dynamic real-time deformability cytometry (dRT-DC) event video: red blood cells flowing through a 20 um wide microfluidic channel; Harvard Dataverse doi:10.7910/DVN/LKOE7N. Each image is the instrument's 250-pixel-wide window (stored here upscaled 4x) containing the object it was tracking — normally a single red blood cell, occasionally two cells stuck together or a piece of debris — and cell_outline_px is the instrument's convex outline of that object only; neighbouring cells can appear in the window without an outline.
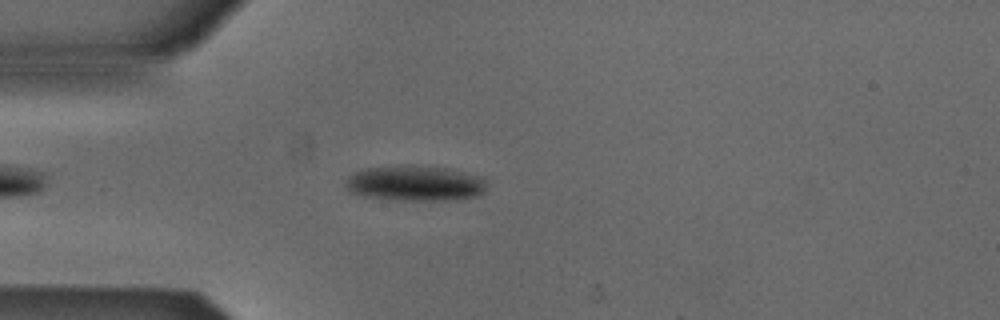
{"species": "Egyptian fruit bat (a non-hibernating species)", "species_latin": "Rousettus aegyptiacus", "temperature_condition": "cold", "stored_images_in_passage": 44, "camera_frame_rate_fps": 3000, "um_per_image_px": 0.085, "animal": {"sex": "male"}, "frame": {"image": 1, "passage_image": 6, "time_ms": 1.667, "image_size_px": [1000, 320], "cell_outline_px": [[488, 184], [484, 192], [476, 196], [460, 200], [388, 200], [364, 196], [348, 192], [344, 188], [344, 180], [348, 176], [356, 172], [368, 168], [444, 168], [480, 176]], "centroid_in_image_um": [35.27, 15.65], "position_along_channel_um": 49.7, "area_um2": 28.5}}
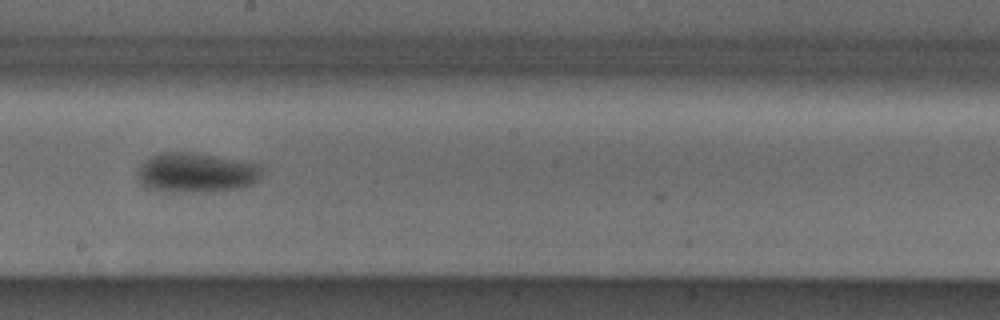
{"frame": {"image": 2, "passage_image": 21, "time_ms": 6.667, "image_size_px": [1000, 320], "cell_outline_px": [[260, 180], [252, 184], [240, 188], [212, 192], [168, 192], [144, 188], [136, 180], [136, 172], [152, 156], [160, 152], [196, 152], [260, 164]], "centroid_in_image_um": [16.66, 14.7], "position_along_channel_um": 231.5, "area_um2": 29.25}}
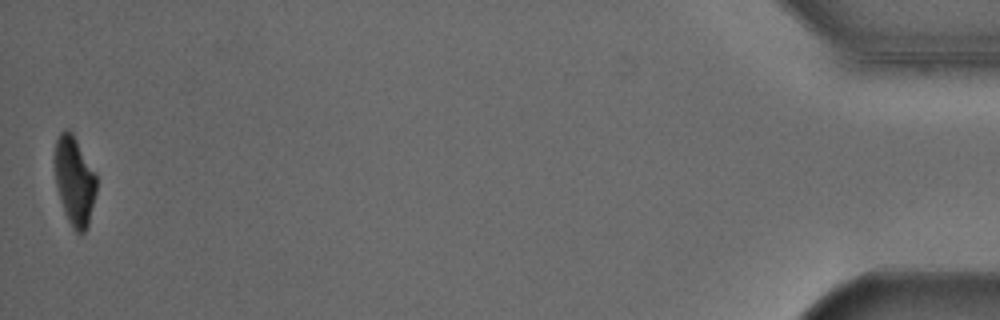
{"frame": {"image": 3, "passage_image": 44, "time_ms": 14.333, "image_size_px": [1000, 320], "cell_outline_px": [[96, 192], [88, 224], [84, 232], [80, 236], [72, 228], [64, 212], [56, 184], [52, 160], [56, 140], [60, 132], [64, 128], [68, 128], [72, 132], [96, 172]], "centroid_in_image_um": [6.3, 15.32], "position_along_channel_um": 428.9, "area_um2": 22.08}, "authors_computed_cell_mechanics": {"area_um2": 26.6458, "velocity_mm_per_s": 3.8671, "shape_relaxation_time_tau1_ms": 3.2282, "shape_relaxation_time_tau2_ms": null, "deformation_change_tau1": 0.1124, "deformation_change_tau2": null}}